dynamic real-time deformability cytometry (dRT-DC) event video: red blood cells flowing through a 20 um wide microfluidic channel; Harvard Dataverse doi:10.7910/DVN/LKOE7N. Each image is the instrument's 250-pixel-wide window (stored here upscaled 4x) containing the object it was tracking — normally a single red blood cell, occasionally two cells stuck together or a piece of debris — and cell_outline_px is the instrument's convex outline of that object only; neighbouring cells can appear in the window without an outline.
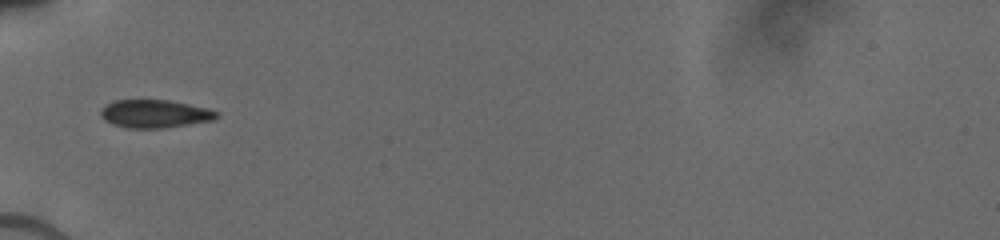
{"species": "human", "species_latin": "Homo sapiens", "temperature_condition": "cold", "stored_images_in_passage": 36, "camera_frame_rate_fps": 3000, "um_per_image_px": 0.085, "donor": {"sex": "male"}, "frame": {"image": 1, "passage_image": 11, "time_ms": 7.0, "image_size_px": [1000, 240], "cell_outline_px": [[220, 116], [212, 120], [164, 128], [124, 128], [112, 124], [104, 120], [100, 116], [100, 108], [104, 104], [112, 100], [168, 100], [208, 108], [220, 112]], "centroid_in_image_um": [13.11, 9.67], "position_along_channel_um": 71.9, "area_um2": 19.19}}
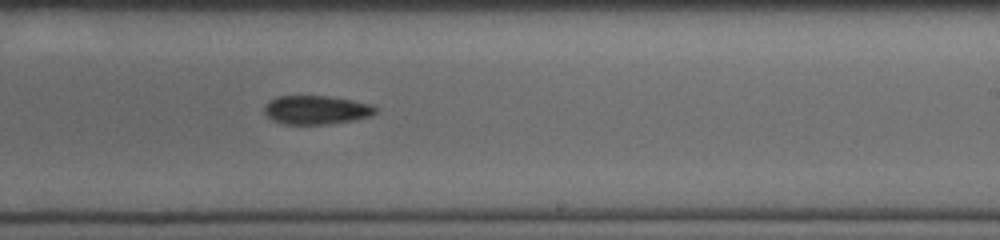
{"frame": {"image": 2, "passage_image": 21, "time_ms": 11.667, "image_size_px": [1000, 240], "cell_outline_px": [[380, 108], [372, 116], [352, 120], [328, 124], [284, 124], [272, 120], [264, 112], [264, 104], [268, 100], [276, 96], [328, 96], [352, 100], [372, 104]], "centroid_in_image_um": [26.89, 9.33], "position_along_channel_um": 262.1, "area_um2": 18.84}}
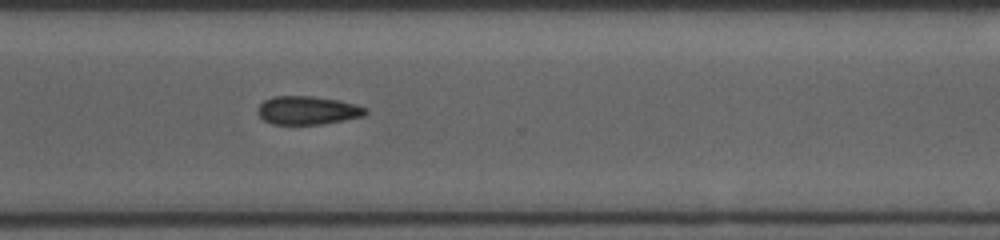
{"frame": {"image": 3, "passage_image": 26, "time_ms": 13.667, "image_size_px": [1000, 240], "cell_outline_px": [[368, 112], [364, 116], [320, 124], [272, 124], [264, 120], [256, 112], [256, 108], [264, 100], [272, 96], [312, 96], [340, 100], [368, 108]], "centroid_in_image_um": [26.13, 9.37], "position_along_channel_um": 344.5, "area_um2": 17.92}}